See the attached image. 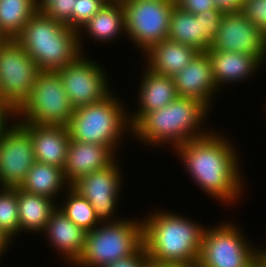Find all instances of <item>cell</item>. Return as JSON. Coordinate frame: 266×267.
Here are the masks:
<instances>
[{
  "instance_id": "1",
  "label": "cell",
  "mask_w": 266,
  "mask_h": 267,
  "mask_svg": "<svg viewBox=\"0 0 266 267\" xmlns=\"http://www.w3.org/2000/svg\"><path fill=\"white\" fill-rule=\"evenodd\" d=\"M229 143L211 132L176 147L196 184L211 197L226 203L238 198L242 190L238 159Z\"/></svg>"
},
{
  "instance_id": "2",
  "label": "cell",
  "mask_w": 266,
  "mask_h": 267,
  "mask_svg": "<svg viewBox=\"0 0 266 267\" xmlns=\"http://www.w3.org/2000/svg\"><path fill=\"white\" fill-rule=\"evenodd\" d=\"M143 225V245L149 261L196 267L205 227L169 212L151 213Z\"/></svg>"
},
{
  "instance_id": "3",
  "label": "cell",
  "mask_w": 266,
  "mask_h": 267,
  "mask_svg": "<svg viewBox=\"0 0 266 267\" xmlns=\"http://www.w3.org/2000/svg\"><path fill=\"white\" fill-rule=\"evenodd\" d=\"M79 35L78 31L37 10L15 40L40 71H56L81 56Z\"/></svg>"
},
{
  "instance_id": "4",
  "label": "cell",
  "mask_w": 266,
  "mask_h": 267,
  "mask_svg": "<svg viewBox=\"0 0 266 267\" xmlns=\"http://www.w3.org/2000/svg\"><path fill=\"white\" fill-rule=\"evenodd\" d=\"M207 108L209 109L206 104L195 98L177 97L161 109L146 113L132 127V131L145 143L173 142L171 146L175 149L186 141L210 133L196 130L207 116Z\"/></svg>"
},
{
  "instance_id": "5",
  "label": "cell",
  "mask_w": 266,
  "mask_h": 267,
  "mask_svg": "<svg viewBox=\"0 0 266 267\" xmlns=\"http://www.w3.org/2000/svg\"><path fill=\"white\" fill-rule=\"evenodd\" d=\"M114 96L110 93L99 102L74 109L67 126L70 139L114 149L124 133V128L132 131L130 120L125 116L124 107Z\"/></svg>"
},
{
  "instance_id": "6",
  "label": "cell",
  "mask_w": 266,
  "mask_h": 267,
  "mask_svg": "<svg viewBox=\"0 0 266 267\" xmlns=\"http://www.w3.org/2000/svg\"><path fill=\"white\" fill-rule=\"evenodd\" d=\"M86 233L84 250L75 267H104L130 256L143 245L142 221L112 220Z\"/></svg>"
},
{
  "instance_id": "7",
  "label": "cell",
  "mask_w": 266,
  "mask_h": 267,
  "mask_svg": "<svg viewBox=\"0 0 266 267\" xmlns=\"http://www.w3.org/2000/svg\"><path fill=\"white\" fill-rule=\"evenodd\" d=\"M73 113L74 108L59 74L56 71H40L29 98L15 112V116H23V121L21 118L19 120L25 123L67 127Z\"/></svg>"
},
{
  "instance_id": "8",
  "label": "cell",
  "mask_w": 266,
  "mask_h": 267,
  "mask_svg": "<svg viewBox=\"0 0 266 267\" xmlns=\"http://www.w3.org/2000/svg\"><path fill=\"white\" fill-rule=\"evenodd\" d=\"M210 228L203 233L196 267H253L257 263L263 250L250 248L233 224Z\"/></svg>"
},
{
  "instance_id": "9",
  "label": "cell",
  "mask_w": 266,
  "mask_h": 267,
  "mask_svg": "<svg viewBox=\"0 0 266 267\" xmlns=\"http://www.w3.org/2000/svg\"><path fill=\"white\" fill-rule=\"evenodd\" d=\"M125 32L143 52L168 38L175 0H124Z\"/></svg>"
},
{
  "instance_id": "10",
  "label": "cell",
  "mask_w": 266,
  "mask_h": 267,
  "mask_svg": "<svg viewBox=\"0 0 266 267\" xmlns=\"http://www.w3.org/2000/svg\"><path fill=\"white\" fill-rule=\"evenodd\" d=\"M39 72L36 62L15 39L0 45V99L14 112L29 98Z\"/></svg>"
},
{
  "instance_id": "11",
  "label": "cell",
  "mask_w": 266,
  "mask_h": 267,
  "mask_svg": "<svg viewBox=\"0 0 266 267\" xmlns=\"http://www.w3.org/2000/svg\"><path fill=\"white\" fill-rule=\"evenodd\" d=\"M83 57L56 70L74 109L99 102L110 94L102 66Z\"/></svg>"
},
{
  "instance_id": "12",
  "label": "cell",
  "mask_w": 266,
  "mask_h": 267,
  "mask_svg": "<svg viewBox=\"0 0 266 267\" xmlns=\"http://www.w3.org/2000/svg\"><path fill=\"white\" fill-rule=\"evenodd\" d=\"M35 162L29 133L19 123L9 126L0 137V186L20 187Z\"/></svg>"
},
{
  "instance_id": "13",
  "label": "cell",
  "mask_w": 266,
  "mask_h": 267,
  "mask_svg": "<svg viewBox=\"0 0 266 267\" xmlns=\"http://www.w3.org/2000/svg\"><path fill=\"white\" fill-rule=\"evenodd\" d=\"M209 49L255 55L261 61L266 55V35L241 13H224L218 32Z\"/></svg>"
},
{
  "instance_id": "14",
  "label": "cell",
  "mask_w": 266,
  "mask_h": 267,
  "mask_svg": "<svg viewBox=\"0 0 266 267\" xmlns=\"http://www.w3.org/2000/svg\"><path fill=\"white\" fill-rule=\"evenodd\" d=\"M114 161L110 166L84 175L74 182L71 187L95 209L100 222H109L116 209L117 196L121 191V175Z\"/></svg>"
},
{
  "instance_id": "15",
  "label": "cell",
  "mask_w": 266,
  "mask_h": 267,
  "mask_svg": "<svg viewBox=\"0 0 266 267\" xmlns=\"http://www.w3.org/2000/svg\"><path fill=\"white\" fill-rule=\"evenodd\" d=\"M115 149L96 143L70 140L63 175L71 186L79 178L110 166L115 161ZM114 159V160H113Z\"/></svg>"
},
{
  "instance_id": "16",
  "label": "cell",
  "mask_w": 266,
  "mask_h": 267,
  "mask_svg": "<svg viewBox=\"0 0 266 267\" xmlns=\"http://www.w3.org/2000/svg\"><path fill=\"white\" fill-rule=\"evenodd\" d=\"M173 79L178 97L195 98L209 108L212 93L219 89L214 83L211 61L206 52H199Z\"/></svg>"
},
{
  "instance_id": "17",
  "label": "cell",
  "mask_w": 266,
  "mask_h": 267,
  "mask_svg": "<svg viewBox=\"0 0 266 267\" xmlns=\"http://www.w3.org/2000/svg\"><path fill=\"white\" fill-rule=\"evenodd\" d=\"M30 135L37 162L64 168L70 135L65 126L18 122Z\"/></svg>"
},
{
  "instance_id": "18",
  "label": "cell",
  "mask_w": 266,
  "mask_h": 267,
  "mask_svg": "<svg viewBox=\"0 0 266 267\" xmlns=\"http://www.w3.org/2000/svg\"><path fill=\"white\" fill-rule=\"evenodd\" d=\"M57 208L50 215L49 221L44 229L47 232L51 244L63 253L74 265L81 257L84 250L86 233L79 226L67 218L61 210Z\"/></svg>"
},
{
  "instance_id": "19",
  "label": "cell",
  "mask_w": 266,
  "mask_h": 267,
  "mask_svg": "<svg viewBox=\"0 0 266 267\" xmlns=\"http://www.w3.org/2000/svg\"><path fill=\"white\" fill-rule=\"evenodd\" d=\"M199 53L194 48L170 39L151 46L145 55L149 70L173 78Z\"/></svg>"
},
{
  "instance_id": "20",
  "label": "cell",
  "mask_w": 266,
  "mask_h": 267,
  "mask_svg": "<svg viewBox=\"0 0 266 267\" xmlns=\"http://www.w3.org/2000/svg\"><path fill=\"white\" fill-rule=\"evenodd\" d=\"M139 89L138 112L129 117L130 124L133 127L146 113L168 105L177 97L174 79L168 76L160 75L147 69Z\"/></svg>"
},
{
  "instance_id": "21",
  "label": "cell",
  "mask_w": 266,
  "mask_h": 267,
  "mask_svg": "<svg viewBox=\"0 0 266 267\" xmlns=\"http://www.w3.org/2000/svg\"><path fill=\"white\" fill-rule=\"evenodd\" d=\"M206 53L211 61L214 83L217 88L222 83H232L248 78L255 72L254 70L258 69V65L263 63L255 55L214 49H208Z\"/></svg>"
},
{
  "instance_id": "22",
  "label": "cell",
  "mask_w": 266,
  "mask_h": 267,
  "mask_svg": "<svg viewBox=\"0 0 266 267\" xmlns=\"http://www.w3.org/2000/svg\"><path fill=\"white\" fill-rule=\"evenodd\" d=\"M20 231H44L50 215L57 208L53 200L26 192L17 187Z\"/></svg>"
},
{
  "instance_id": "23",
  "label": "cell",
  "mask_w": 266,
  "mask_h": 267,
  "mask_svg": "<svg viewBox=\"0 0 266 267\" xmlns=\"http://www.w3.org/2000/svg\"><path fill=\"white\" fill-rule=\"evenodd\" d=\"M168 39L206 52L211 44L202 36L201 18L174 6L171 13Z\"/></svg>"
},
{
  "instance_id": "24",
  "label": "cell",
  "mask_w": 266,
  "mask_h": 267,
  "mask_svg": "<svg viewBox=\"0 0 266 267\" xmlns=\"http://www.w3.org/2000/svg\"><path fill=\"white\" fill-rule=\"evenodd\" d=\"M66 184L68 183L63 175V169L36 161L19 188L53 200L56 193L59 194L60 189Z\"/></svg>"
},
{
  "instance_id": "25",
  "label": "cell",
  "mask_w": 266,
  "mask_h": 267,
  "mask_svg": "<svg viewBox=\"0 0 266 267\" xmlns=\"http://www.w3.org/2000/svg\"><path fill=\"white\" fill-rule=\"evenodd\" d=\"M82 28H86L82 31H88L87 34L96 40L108 42L116 39L122 33L121 30L125 31L122 3L108 1Z\"/></svg>"
},
{
  "instance_id": "26",
  "label": "cell",
  "mask_w": 266,
  "mask_h": 267,
  "mask_svg": "<svg viewBox=\"0 0 266 267\" xmlns=\"http://www.w3.org/2000/svg\"><path fill=\"white\" fill-rule=\"evenodd\" d=\"M37 10L35 0H0V33L16 39Z\"/></svg>"
},
{
  "instance_id": "27",
  "label": "cell",
  "mask_w": 266,
  "mask_h": 267,
  "mask_svg": "<svg viewBox=\"0 0 266 267\" xmlns=\"http://www.w3.org/2000/svg\"><path fill=\"white\" fill-rule=\"evenodd\" d=\"M69 187V191L67 192V202L63 205V207H59L58 209L63 212V214L69 218L74 224L79 226L85 232L91 231L93 228L97 227L100 221L96 217L95 209L92 205L81 196L76 190H74L71 186Z\"/></svg>"
},
{
  "instance_id": "28",
  "label": "cell",
  "mask_w": 266,
  "mask_h": 267,
  "mask_svg": "<svg viewBox=\"0 0 266 267\" xmlns=\"http://www.w3.org/2000/svg\"><path fill=\"white\" fill-rule=\"evenodd\" d=\"M0 230L9 240L20 232L17 188L0 190Z\"/></svg>"
},
{
  "instance_id": "29",
  "label": "cell",
  "mask_w": 266,
  "mask_h": 267,
  "mask_svg": "<svg viewBox=\"0 0 266 267\" xmlns=\"http://www.w3.org/2000/svg\"><path fill=\"white\" fill-rule=\"evenodd\" d=\"M107 2L108 0H75L74 12L71 17V29L79 33L82 32L81 27L93 18Z\"/></svg>"
},
{
  "instance_id": "30",
  "label": "cell",
  "mask_w": 266,
  "mask_h": 267,
  "mask_svg": "<svg viewBox=\"0 0 266 267\" xmlns=\"http://www.w3.org/2000/svg\"><path fill=\"white\" fill-rule=\"evenodd\" d=\"M240 12L266 35V0H243Z\"/></svg>"
},
{
  "instance_id": "31",
  "label": "cell",
  "mask_w": 266,
  "mask_h": 267,
  "mask_svg": "<svg viewBox=\"0 0 266 267\" xmlns=\"http://www.w3.org/2000/svg\"><path fill=\"white\" fill-rule=\"evenodd\" d=\"M75 0H51L42 11L58 21L71 28V17L74 12Z\"/></svg>"
},
{
  "instance_id": "32",
  "label": "cell",
  "mask_w": 266,
  "mask_h": 267,
  "mask_svg": "<svg viewBox=\"0 0 266 267\" xmlns=\"http://www.w3.org/2000/svg\"><path fill=\"white\" fill-rule=\"evenodd\" d=\"M222 15L223 13L218 9H211L195 15L196 18H201L202 36L210 44L218 32Z\"/></svg>"
},
{
  "instance_id": "33",
  "label": "cell",
  "mask_w": 266,
  "mask_h": 267,
  "mask_svg": "<svg viewBox=\"0 0 266 267\" xmlns=\"http://www.w3.org/2000/svg\"><path fill=\"white\" fill-rule=\"evenodd\" d=\"M149 262L147 251L142 245L135 253L121 258L115 262L107 264L104 267H145Z\"/></svg>"
},
{
  "instance_id": "34",
  "label": "cell",
  "mask_w": 266,
  "mask_h": 267,
  "mask_svg": "<svg viewBox=\"0 0 266 267\" xmlns=\"http://www.w3.org/2000/svg\"><path fill=\"white\" fill-rule=\"evenodd\" d=\"M175 5L194 15L217 9L213 0H175Z\"/></svg>"
},
{
  "instance_id": "35",
  "label": "cell",
  "mask_w": 266,
  "mask_h": 267,
  "mask_svg": "<svg viewBox=\"0 0 266 267\" xmlns=\"http://www.w3.org/2000/svg\"><path fill=\"white\" fill-rule=\"evenodd\" d=\"M217 9L224 13L240 12L243 0H213Z\"/></svg>"
},
{
  "instance_id": "36",
  "label": "cell",
  "mask_w": 266,
  "mask_h": 267,
  "mask_svg": "<svg viewBox=\"0 0 266 267\" xmlns=\"http://www.w3.org/2000/svg\"><path fill=\"white\" fill-rule=\"evenodd\" d=\"M8 116L15 117V112L4 102L3 99H0V137L3 135L5 130L9 127V125L8 126L6 125L7 124L6 120H8L9 118Z\"/></svg>"
},
{
  "instance_id": "37",
  "label": "cell",
  "mask_w": 266,
  "mask_h": 267,
  "mask_svg": "<svg viewBox=\"0 0 266 267\" xmlns=\"http://www.w3.org/2000/svg\"><path fill=\"white\" fill-rule=\"evenodd\" d=\"M9 239L4 235V233L0 230V257L3 252H5V249H7L8 243H10Z\"/></svg>"
},
{
  "instance_id": "38",
  "label": "cell",
  "mask_w": 266,
  "mask_h": 267,
  "mask_svg": "<svg viewBox=\"0 0 266 267\" xmlns=\"http://www.w3.org/2000/svg\"><path fill=\"white\" fill-rule=\"evenodd\" d=\"M145 267H188L181 264H162V263H153L149 261Z\"/></svg>"
},
{
  "instance_id": "39",
  "label": "cell",
  "mask_w": 266,
  "mask_h": 267,
  "mask_svg": "<svg viewBox=\"0 0 266 267\" xmlns=\"http://www.w3.org/2000/svg\"><path fill=\"white\" fill-rule=\"evenodd\" d=\"M253 267H266V251L263 250L257 263Z\"/></svg>"
},
{
  "instance_id": "40",
  "label": "cell",
  "mask_w": 266,
  "mask_h": 267,
  "mask_svg": "<svg viewBox=\"0 0 266 267\" xmlns=\"http://www.w3.org/2000/svg\"><path fill=\"white\" fill-rule=\"evenodd\" d=\"M51 0H35L38 10H42Z\"/></svg>"
},
{
  "instance_id": "41",
  "label": "cell",
  "mask_w": 266,
  "mask_h": 267,
  "mask_svg": "<svg viewBox=\"0 0 266 267\" xmlns=\"http://www.w3.org/2000/svg\"><path fill=\"white\" fill-rule=\"evenodd\" d=\"M6 39L3 37V35L0 33V45L5 41Z\"/></svg>"
},
{
  "instance_id": "42",
  "label": "cell",
  "mask_w": 266,
  "mask_h": 267,
  "mask_svg": "<svg viewBox=\"0 0 266 267\" xmlns=\"http://www.w3.org/2000/svg\"><path fill=\"white\" fill-rule=\"evenodd\" d=\"M108 1H110V2H122L124 0H108Z\"/></svg>"
}]
</instances>
